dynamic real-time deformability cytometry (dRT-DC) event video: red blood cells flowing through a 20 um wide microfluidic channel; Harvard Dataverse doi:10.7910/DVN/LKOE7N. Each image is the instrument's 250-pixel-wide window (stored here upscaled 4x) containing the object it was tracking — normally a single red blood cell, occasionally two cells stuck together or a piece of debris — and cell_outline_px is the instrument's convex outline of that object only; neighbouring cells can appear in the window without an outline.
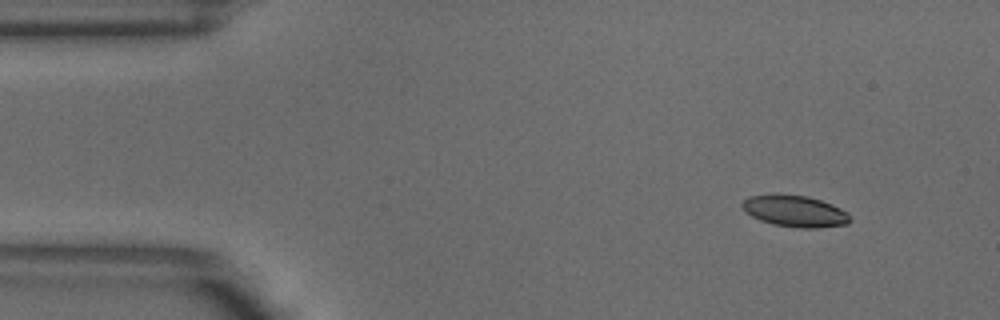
{"species": "common noctule bat (a hibernating species)", "species_latin": "Nyctalus noctula", "temperature_condition": "warm", "stored_images_in_passage": 4, "camera_frame_rate_fps": 3000, "um_per_image_px": 0.085, "animal": {"sex": "male", "body_mass_g": 18.8}, "frame": {"image": 1, "passage_image": 1, "time_ms": 0.0, "image_size_px": [1000, 320], "cell_outline_px": [[852, 220], [848, 224], [816, 228], [800, 228], [772, 224], [760, 220], [744, 212], [740, 204], [748, 196], [808, 196], [832, 204], [848, 212]], "centroid_in_image_um": [67.6, 17.98], "position_along_channel_um": 17.4, "area_um2": 19.48}}
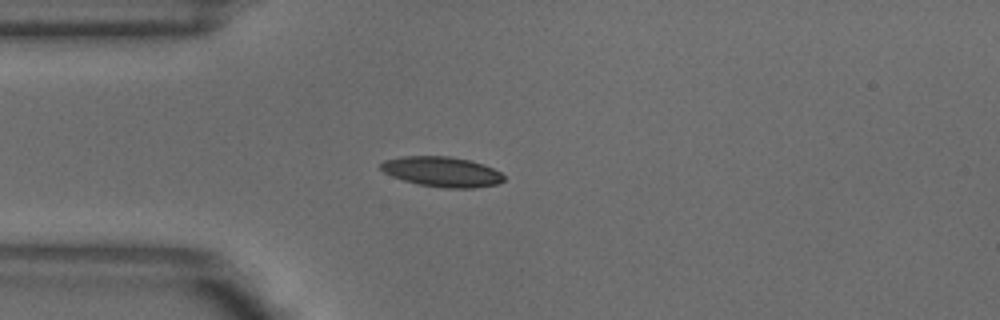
{"frame": {"image": 2, "passage_image": 3, "time_ms": 0.667, "image_size_px": [1000, 320], "cell_outline_px": [[504, 180], [496, 184], [476, 188], [444, 188], [420, 184], [404, 180], [392, 176], [384, 172], [380, 168], [380, 164], [384, 160], [400, 156], [448, 156], [472, 160], [484, 164], [500, 172], [504, 176]], "centroid_in_image_um": [37.57, 14.59], "position_along_channel_um": 47.4, "area_um2": 21.62}}